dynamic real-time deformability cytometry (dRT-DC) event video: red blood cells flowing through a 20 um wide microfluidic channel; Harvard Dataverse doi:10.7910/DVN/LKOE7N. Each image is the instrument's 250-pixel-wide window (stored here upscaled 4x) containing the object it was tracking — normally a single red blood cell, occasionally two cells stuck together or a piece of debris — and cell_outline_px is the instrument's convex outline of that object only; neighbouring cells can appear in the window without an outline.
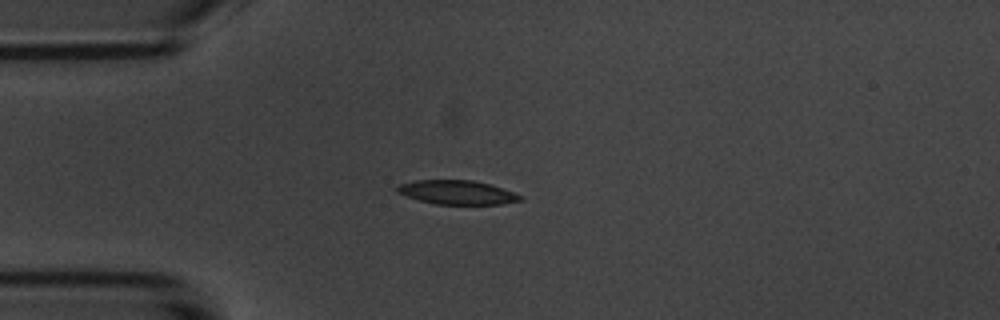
{"species": "common noctule bat (a hibernating species)", "species_latin": "Nyctalus noctula", "temperature_condition": "room temperature", "stored_images_in_passage": 6, "camera_frame_rate_fps": 3000, "um_per_image_px": 0.085, "animal": {"sex": "male", "body_mass_g": 20.1, "forearm_length_mm": 53.5}, "frame": {"image": 1, "passage_image": 2, "time_ms": 1.333, "image_size_px": [1000, 320], "cell_outline_px": [[524, 200], [500, 204], [436, 204], [420, 200], [396, 192], [396, 184], [416, 180], [472, 180], [488, 184], [524, 196]], "centroid_in_image_um": [38.83, 16.35], "position_along_channel_um": 46.2, "area_um2": 17.11}}
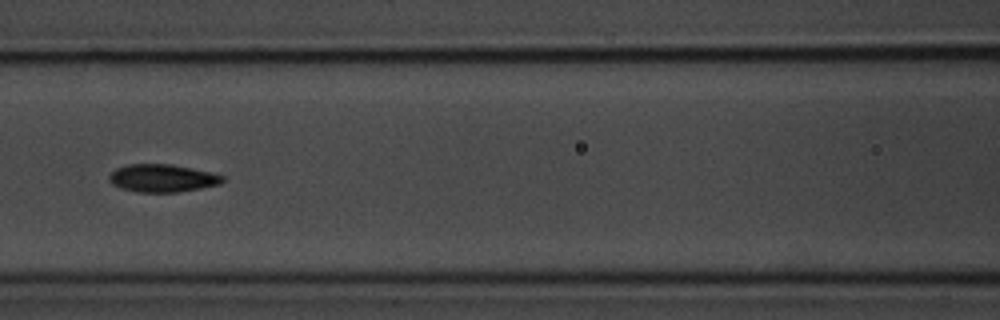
{"frame": {"image": 2, "passage_image": 5, "time_ms": 4.667, "image_size_px": [1000, 320], "cell_outline_px": [[224, 180], [220, 184], [200, 188], [176, 192], [136, 192], [120, 188], [112, 184], [108, 180], [108, 176], [116, 168], [128, 164], [172, 164], [212, 172], [224, 176]], "centroid_in_image_um": [13.78, 15.14], "position_along_channel_um": 152.8, "area_um2": 18.44}}
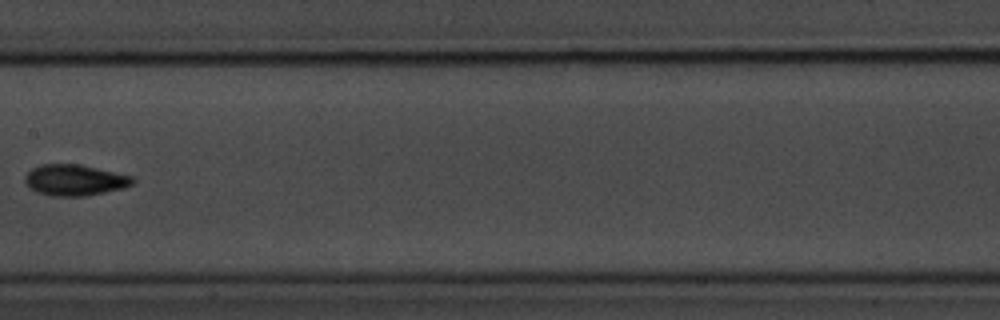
{"frame": {"image": 3, "passage_image": 6, "time_ms": 6.0, "image_size_px": [1000, 320], "cell_outline_px": [[136, 184], [124, 188], [84, 196], [52, 196], [36, 192], [28, 188], [24, 180], [24, 176], [32, 168], [40, 164], [80, 164], [132, 176], [136, 180]], "centroid_in_image_um": [6.35, 15.31], "position_along_channel_um": 201.1, "area_um2": 19.71}}